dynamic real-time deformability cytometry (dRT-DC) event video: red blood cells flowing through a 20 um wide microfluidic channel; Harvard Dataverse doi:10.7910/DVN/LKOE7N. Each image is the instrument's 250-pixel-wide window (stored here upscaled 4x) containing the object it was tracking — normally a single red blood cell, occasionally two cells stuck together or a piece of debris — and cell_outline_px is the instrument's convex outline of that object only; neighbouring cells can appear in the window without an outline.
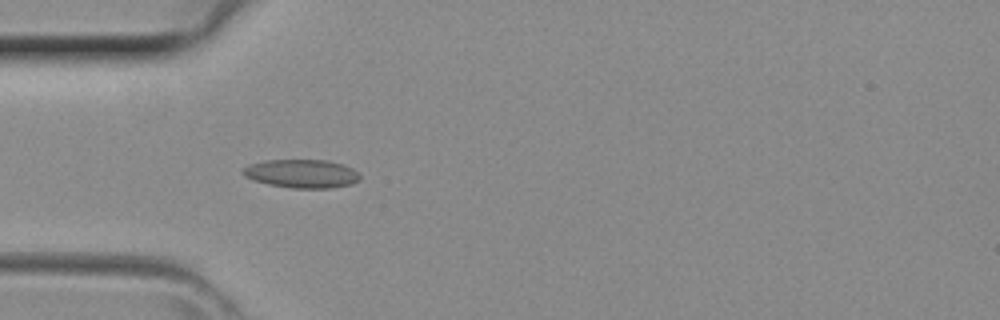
{"species": "common noctule bat (a hibernating species)", "species_latin": "Nyctalus noctula", "temperature_condition": "room temperature", "stored_images_in_passage": 41, "camera_frame_rate_fps": 3000, "um_per_image_px": 0.085, "animal": {"sex": "female", "body_mass_g": 29.2, "forearm_length_mm": 56.3}, "frame": {"image": 1, "passage_image": 12, "time_ms": 3.667, "image_size_px": [1000, 320], "cell_outline_px": [[360, 180], [352, 184], [332, 188], [292, 188], [268, 184], [252, 180], [244, 176], [240, 172], [248, 164], [264, 160], [328, 160], [344, 164], [352, 168], [360, 176]], "centroid_in_image_um": [25.63, 14.76], "position_along_channel_um": 59.4, "area_um2": 19.65}}
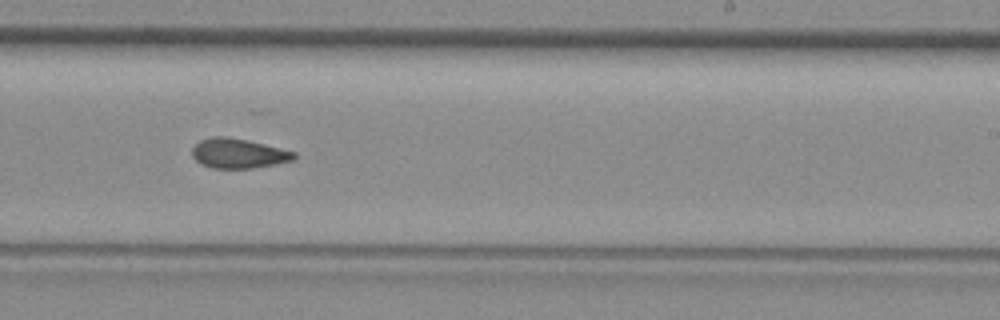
{"frame": {"image": 2, "passage_image": 25, "time_ms": 8.0, "image_size_px": [1000, 320], "cell_outline_px": [[296, 156], [292, 160], [252, 168], [212, 168], [200, 164], [192, 156], [192, 148], [200, 140], [212, 136], [224, 136], [248, 140], [296, 152]], "centroid_in_image_um": [20.22, 13.03], "position_along_channel_um": 268.8, "area_um2": 17.51}}
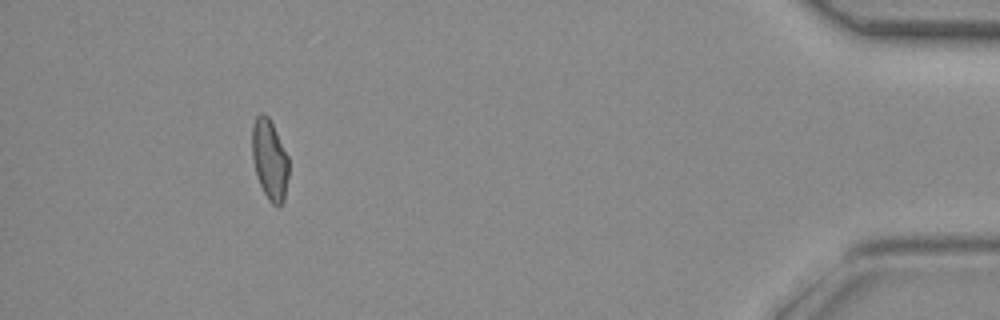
{"frame": {"image": 3, "passage_image": 38, "time_ms": 12.333, "image_size_px": [1000, 320], "cell_outline_px": [[288, 176], [284, 200], [280, 208], [276, 208], [268, 200], [260, 184], [256, 172], [252, 156], [252, 124], [256, 116], [260, 112], [264, 112], [268, 116], [288, 156]], "centroid_in_image_um": [22.92, 13.58], "position_along_channel_um": 412.3, "area_um2": 17.17}}